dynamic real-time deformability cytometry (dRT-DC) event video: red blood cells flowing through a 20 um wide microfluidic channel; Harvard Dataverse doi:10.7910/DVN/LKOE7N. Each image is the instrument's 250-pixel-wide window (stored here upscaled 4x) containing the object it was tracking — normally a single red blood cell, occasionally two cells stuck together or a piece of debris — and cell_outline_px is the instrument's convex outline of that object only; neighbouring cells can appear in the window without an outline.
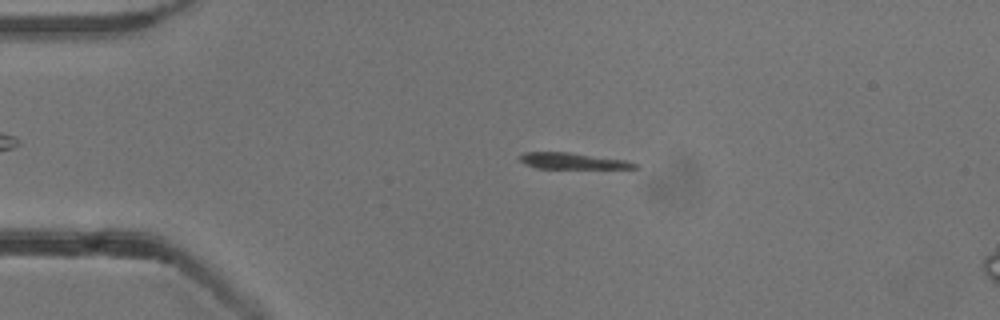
{"species": "common noctule bat (a hibernating species)", "species_latin": "Nyctalus noctula", "temperature_condition": "cold", "stored_images_in_passage": 56, "camera_frame_rate_fps": 3000, "um_per_image_px": 0.085, "animal": {"sex": "male", "body_mass_g": 13.3}, "frame": {"image": 1, "passage_image": 12, "time_ms": 3.667, "image_size_px": [1000, 320], "cell_outline_px": [[640, 164], [636, 168], [536, 168], [520, 160], [520, 156], [524, 152], [568, 152], [628, 160]], "centroid_in_image_um": [48.74, 13.67], "position_along_channel_um": 36.3, "area_um2": 10.69}}
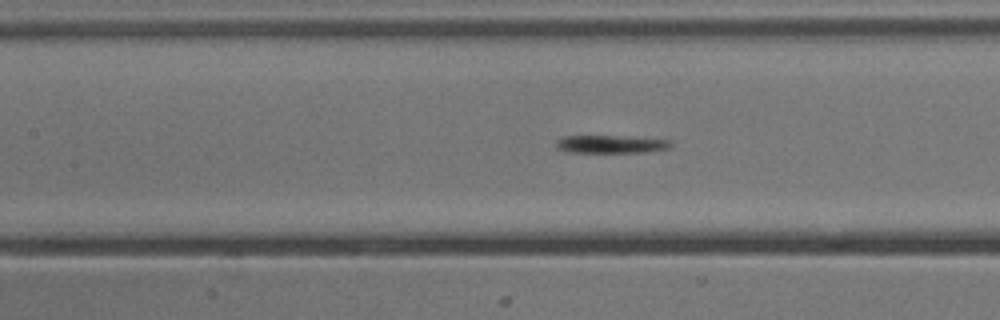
{"frame": {"image": 2, "passage_image": 25, "time_ms": 8.0, "image_size_px": [1000, 320], "cell_outline_px": [[672, 148], [644, 152], [568, 152], [556, 148], [556, 140], [564, 136], [612, 136], [672, 140]], "centroid_in_image_um": [51.93, 12.26], "position_along_channel_um": 155.5, "area_um2": 11.85}}
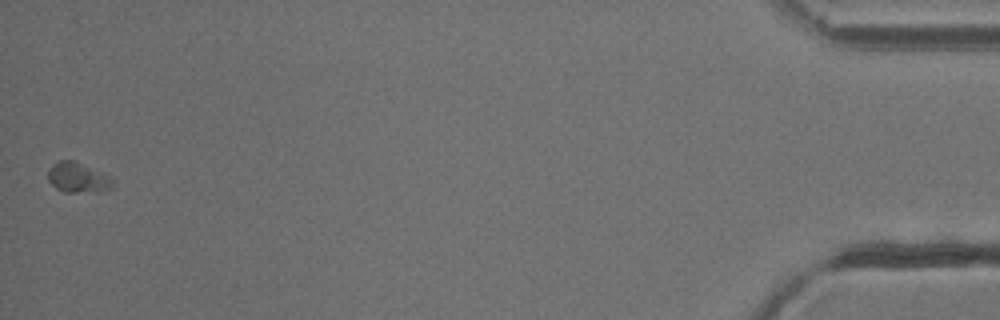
{"frame": {"image": 3, "passage_image": 56, "time_ms": 18.333, "image_size_px": [1000, 320], "cell_outline_px": [[112, 188], [104, 192], [64, 192], [56, 188], [48, 180], [48, 172], [52, 164], [60, 160], [72, 160], [112, 176]], "centroid_in_image_um": [6.64, 15.11], "position_along_channel_um": 428.6, "area_um2": 11.44}, "authors_computed_cell_mechanics": {"area_um2": 10.982, "velocity_mm_per_s": 3.6399, "shape_relaxation_time_tau1_ms": 5.7399, "shape_relaxation_time_tau2_ms": null, "deformation_change_tau1": 0.2528, "deformation_change_tau2": null}}